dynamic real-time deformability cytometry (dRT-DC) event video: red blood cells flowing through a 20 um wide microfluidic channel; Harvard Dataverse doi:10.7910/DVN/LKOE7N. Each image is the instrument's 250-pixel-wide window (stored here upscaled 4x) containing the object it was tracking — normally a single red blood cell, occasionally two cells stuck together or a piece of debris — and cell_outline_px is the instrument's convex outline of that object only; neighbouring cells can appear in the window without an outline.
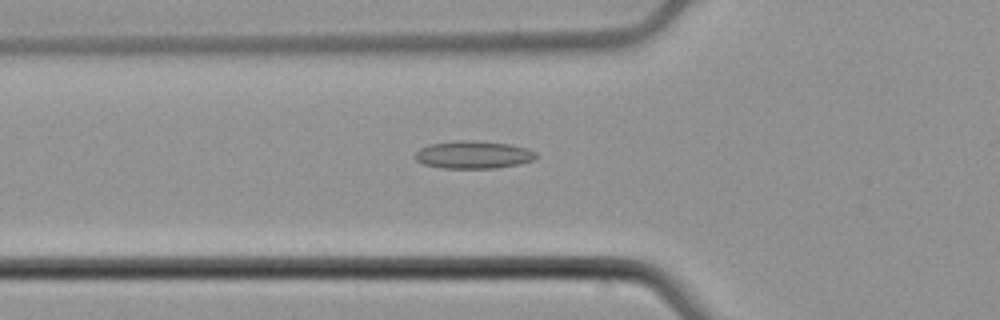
{"species": "common noctule bat (a hibernating species)", "species_latin": "Nyctalus noctula", "temperature_condition": "cold", "stored_images_in_passage": 34, "camera_frame_rate_fps": 3000, "um_per_image_px": 0.085, "animal": {"sex": "male", "body_mass_g": 21.5, "forearm_length_mm": 52.0}, "frame": {"image": 1, "passage_image": 7, "time_ms": 2.0, "image_size_px": [1000, 320], "cell_outline_px": [[536, 156], [532, 160], [520, 164], [496, 168], [440, 168], [424, 164], [416, 160], [416, 152], [420, 148], [428, 144], [456, 140], [476, 140], [512, 144], [528, 148], [536, 152]], "centroid_in_image_um": [40.24, 13.14], "position_along_channel_um": 85.6, "area_um2": 19.71}}
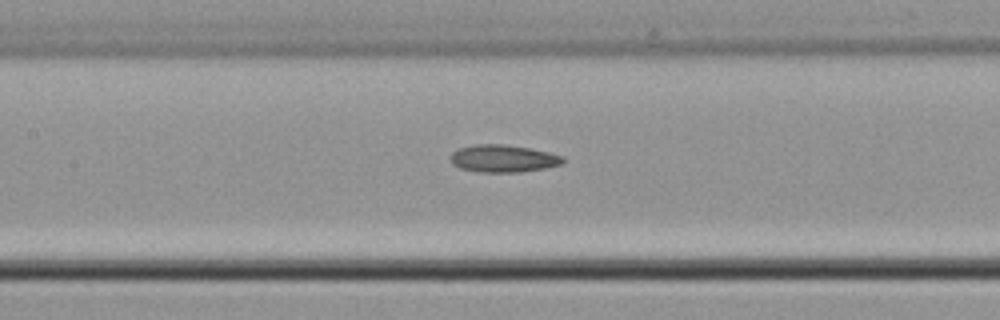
{"frame": {"image": 2, "passage_image": 13, "time_ms": 4.0, "image_size_px": [1000, 320], "cell_outline_px": [[564, 164], [544, 168], [520, 172], [480, 172], [460, 168], [452, 164], [452, 152], [460, 148], [476, 144], [504, 144], [528, 148], [548, 152], [564, 156]], "centroid_in_image_um": [42.8, 13.48], "position_along_channel_um": 164.6, "area_um2": 17.86}}
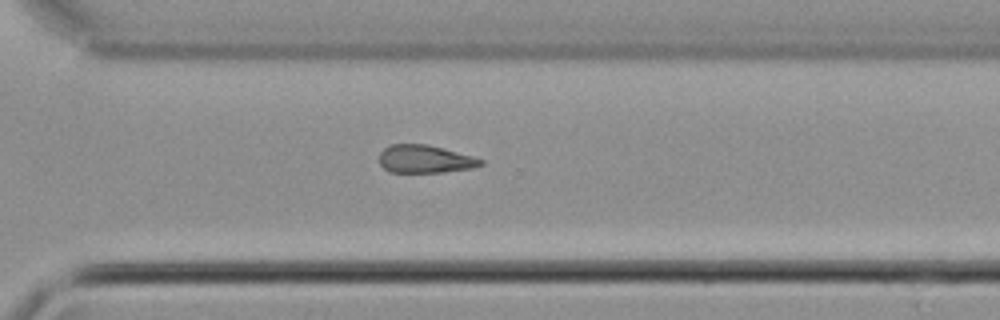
{"frame": {"image": 3, "passage_image": 26, "time_ms": 8.333, "image_size_px": [1000, 320], "cell_outline_px": [[484, 164], [472, 168], [440, 172], [388, 172], [380, 164], [380, 152], [384, 148], [392, 144], [428, 144], [472, 156], [484, 160]], "centroid_in_image_um": [36.11, 13.52], "position_along_channel_um": 334.5, "area_um2": 16.42}, "authors_computed_cell_mechanics": {"area_um2": 17.2244, "velocity_mm_per_s": 3.9213, "shape_relaxation_time_tau1_ms": 4.6893, "shape_relaxation_time_tau2_ms": null, "deformation_change_tau1": 0.0969, "deformation_change_tau2": null}}